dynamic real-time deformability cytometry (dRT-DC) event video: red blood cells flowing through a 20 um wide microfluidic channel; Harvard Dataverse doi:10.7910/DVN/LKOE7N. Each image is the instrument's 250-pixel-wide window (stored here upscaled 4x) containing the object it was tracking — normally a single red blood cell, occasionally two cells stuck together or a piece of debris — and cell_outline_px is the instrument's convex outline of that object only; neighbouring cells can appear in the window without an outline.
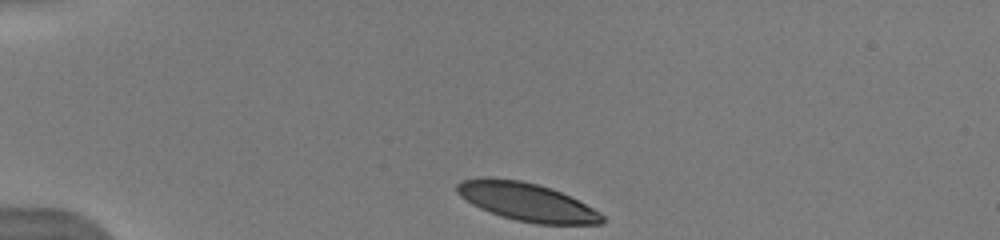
{"species": "human", "species_latin": "Homo sapiens", "temperature_condition": "warm", "stored_images_in_passage": 48, "camera_frame_rate_fps": 3000, "um_per_image_px": 0.085, "donor": {"sex": "male"}, "frame": {"image": 1, "passage_image": 1, "time_ms": 0.0, "image_size_px": [1000, 240], "cell_outline_px": [[604, 224], [536, 224], [516, 220], [480, 208], [472, 204], [460, 196], [456, 192], [456, 184], [460, 180], [480, 176], [488, 176], [520, 180], [552, 188], [600, 212], [604, 216]], "centroid_in_image_um": [44.72, 17.14], "position_along_channel_um": 40.3, "area_um2": 32.25}}
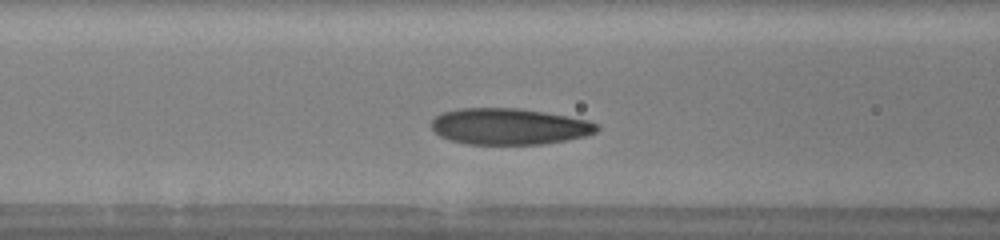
{"frame": {"image": 2, "passage_image": 16, "time_ms": 3.333, "image_size_px": [1000, 240], "cell_outline_px": [[600, 128], [596, 132], [584, 136], [544, 144], [464, 144], [448, 140], [440, 136], [432, 128], [432, 120], [436, 116], [444, 112], [460, 108], [516, 108], [544, 112], [588, 120], [596, 124]], "centroid_in_image_um": [43.25, 10.75], "position_along_channel_um": 123.3, "area_um2": 34.85}}
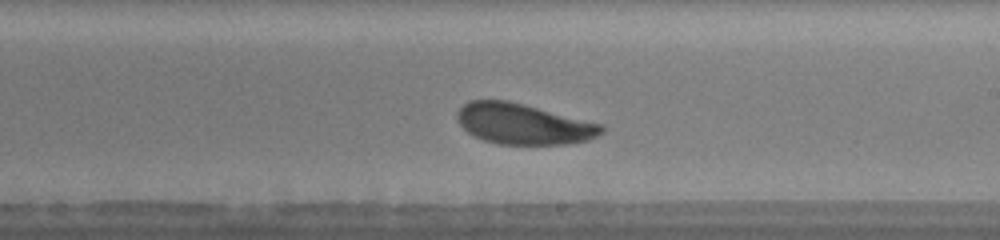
{"frame": {"image": 3, "passage_image": 30, "time_ms": 6.333, "image_size_px": [1000, 240], "cell_outline_px": [[604, 132], [588, 140], [568, 144], [496, 144], [472, 136], [456, 120], [456, 112], [468, 100], [508, 100], [604, 124]], "centroid_in_image_um": [44.48, 10.53], "position_along_channel_um": 244.5, "area_um2": 34.45}, "authors_computed_cell_mechanics": {"area_um2": 34.6222, "velocity_mm_per_s": 4.0361, "shape_relaxation_time_tau1_ms": 2.0264, "shape_relaxation_time_tau2_ms": 6.1387, "deformation_change_tau1": 0.1295, "deformation_change_tau2": 0.147}}